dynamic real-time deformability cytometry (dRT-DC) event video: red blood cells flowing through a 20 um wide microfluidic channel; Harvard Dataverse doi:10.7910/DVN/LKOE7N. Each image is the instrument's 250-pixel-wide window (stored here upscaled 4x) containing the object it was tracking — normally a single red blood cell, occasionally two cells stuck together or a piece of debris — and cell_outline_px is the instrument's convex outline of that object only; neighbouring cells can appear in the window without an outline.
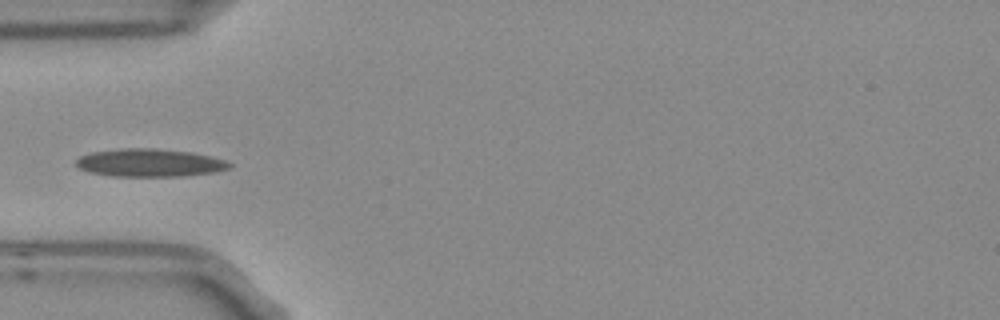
{"species": "Egyptian fruit bat (a non-hibernating species)", "species_latin": "Rousettus aegyptiacus", "temperature_condition": "room temperature", "stored_images_in_passage": 3, "camera_frame_rate_fps": 3000, "um_per_image_px": 0.085, "frame": {"image": 1, "passage_image": 3, "time_ms": 0.667, "image_size_px": [1000, 320], "cell_outline_px": [[232, 168], [216, 172], [180, 176], [112, 176], [88, 172], [72, 164], [80, 156], [92, 152], [120, 148], [156, 148], [192, 152], [224, 160], [232, 164]], "centroid_in_image_um": [12.69, 13.83], "position_along_channel_um": 72.3, "area_um2": 25.09}}